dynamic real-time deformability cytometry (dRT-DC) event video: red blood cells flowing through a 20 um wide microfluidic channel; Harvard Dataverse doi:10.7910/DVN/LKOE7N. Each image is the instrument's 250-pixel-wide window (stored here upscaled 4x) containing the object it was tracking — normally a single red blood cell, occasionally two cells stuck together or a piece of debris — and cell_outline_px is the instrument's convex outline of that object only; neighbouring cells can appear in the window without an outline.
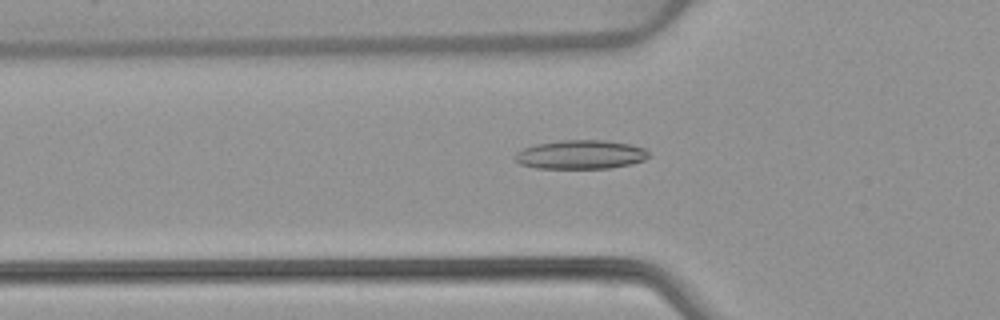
{"species": "common noctule bat (a hibernating species)", "species_latin": "Nyctalus noctula", "temperature_condition": "warm", "stored_images_in_passage": 37, "camera_frame_rate_fps": 3000, "um_per_image_px": 0.085, "animal": {"sex": "female", "body_mass_g": 22.7, "forearm_length_mm": 54.2}, "frame": {"image": 1, "passage_image": 2, "time_ms": 0.333, "image_size_px": [1000, 320], "cell_outline_px": [[652, 156], [644, 160], [632, 164], [608, 168], [536, 168], [520, 164], [516, 160], [516, 152], [524, 148], [536, 144], [560, 140], [604, 140], [632, 144], [644, 148]], "centroid_in_image_um": [49.4, 13.13], "position_along_channel_um": 76.4, "area_um2": 22.6}}
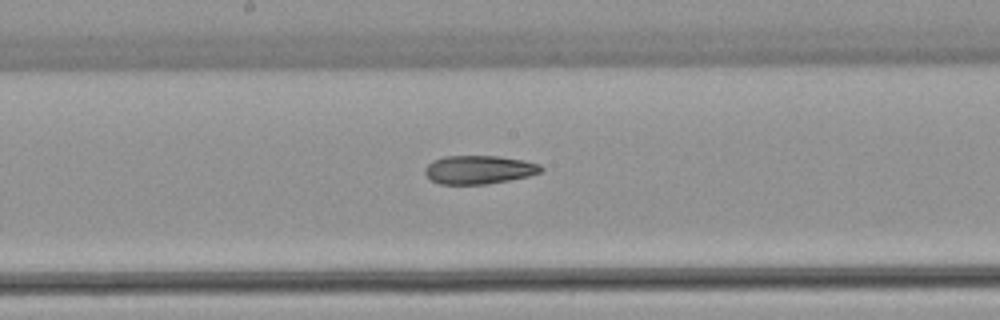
{"frame": {"image": 2, "passage_image": 12, "time_ms": 3.667, "image_size_px": [1000, 320], "cell_outline_px": [[544, 168], [540, 172], [528, 176], [508, 180], [484, 184], [440, 184], [432, 180], [424, 172], [424, 168], [432, 160], [444, 156], [500, 156], [524, 160], [540, 164]], "centroid_in_image_um": [40.7, 14.41], "position_along_channel_um": 207.5, "area_um2": 19.25}}
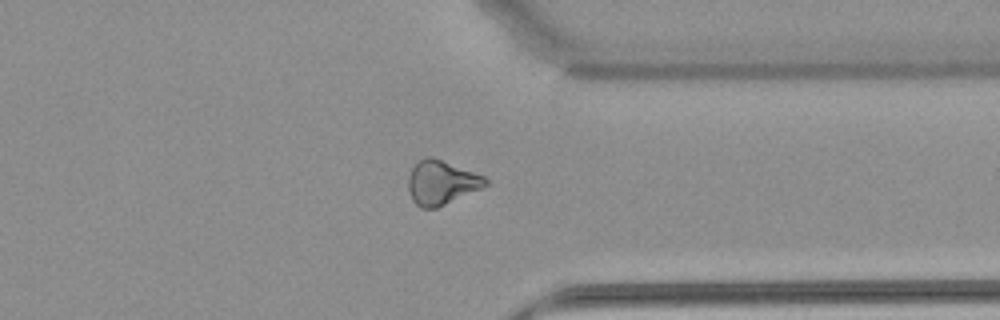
{"frame": {"image": 3, "passage_image": 25, "time_ms": 8.0, "image_size_px": [1000, 320], "cell_outline_px": [[488, 184], [480, 188], [436, 208], [420, 208], [412, 200], [408, 192], [408, 176], [412, 168], [420, 160], [428, 156], [432, 156], [484, 176], [488, 180]], "centroid_in_image_um": [37.48, 15.52], "position_along_channel_um": 373.9, "area_um2": 19.59}, "authors_computed_cell_mechanics": {"area_um2": 19.8832, "velocity_mm_per_s": 3.9107, "shape_relaxation_time_tau1_ms": null, "shape_relaxation_time_tau2_ms": 7.491, "deformation_change_tau1": null, "deformation_change_tau2": 0.1705}}